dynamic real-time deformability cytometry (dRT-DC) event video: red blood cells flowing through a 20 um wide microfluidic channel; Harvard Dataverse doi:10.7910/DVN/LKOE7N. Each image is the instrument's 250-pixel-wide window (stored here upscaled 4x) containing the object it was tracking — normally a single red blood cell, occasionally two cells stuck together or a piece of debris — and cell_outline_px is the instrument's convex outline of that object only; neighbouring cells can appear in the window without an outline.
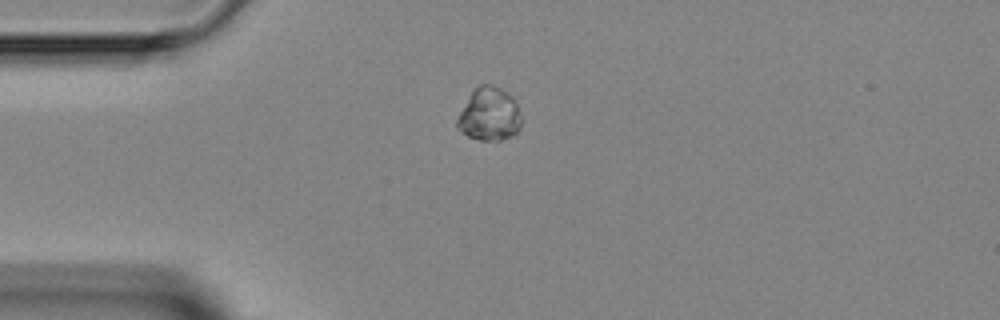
{"species": "Egyptian fruit bat (a non-hibernating species)", "species_latin": "Rousettus aegyptiacus", "temperature_condition": "room temperature", "stored_images_in_passage": 6, "camera_frame_rate_fps": 3000, "um_per_image_px": 0.085, "animal": {"sex": "female"}, "frame": {"image": 1, "passage_image": 6, "time_ms": 6.0, "image_size_px": [1000, 320], "cell_outline_px": [[520, 128], [512, 136], [500, 140], [480, 140], [468, 136], [456, 128], [456, 120], [460, 112], [472, 92], [480, 84], [492, 84], [500, 88], [512, 96], [516, 100], [520, 116]], "centroid_in_image_um": [41.59, 9.72], "position_along_channel_um": 43.4, "area_um2": 19.77}}